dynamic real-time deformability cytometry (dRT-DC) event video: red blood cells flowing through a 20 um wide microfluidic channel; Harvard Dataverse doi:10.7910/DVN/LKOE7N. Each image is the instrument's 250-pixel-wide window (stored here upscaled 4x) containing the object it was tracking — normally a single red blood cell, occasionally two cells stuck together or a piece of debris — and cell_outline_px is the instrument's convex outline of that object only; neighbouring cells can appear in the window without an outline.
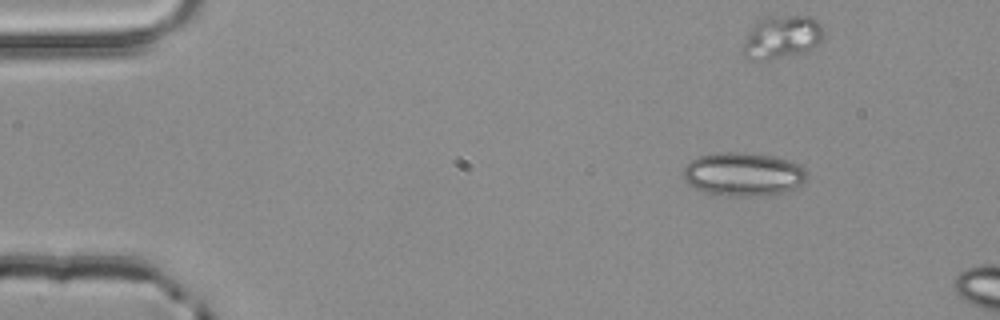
{"species": "common noctule bat (a hibernating species)", "species_latin": "Nyctalus noctula", "temperature_condition": "room temperature", "stored_images_in_passage": 47, "camera_frame_rate_fps": 3000, "um_per_image_px": 0.085, "animal": {"sex": "male", "body_mass_g": 20.4}, "frame": {"image": 1, "passage_image": 1, "time_ms": 0.0, "image_size_px": [1000, 320], "cell_outline_px": [[808, 176], [804, 184], [796, 188], [784, 192], [760, 196], [724, 196], [704, 192], [688, 184], [684, 180], [684, 168], [696, 156], [712, 152], [744, 152], [772, 156], [788, 160], [804, 168], [808, 172]], "centroid_in_image_um": [63.19, 14.81], "position_along_channel_um": 21.8, "area_um2": 31.79}}
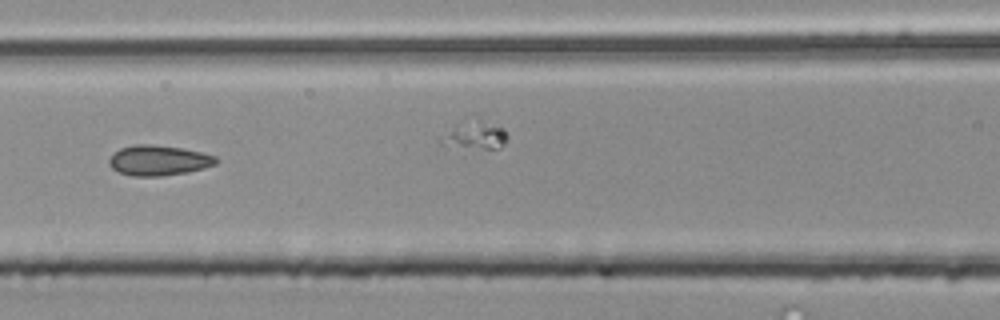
{"frame": {"image": 2, "passage_image": 18, "time_ms": 5.667, "image_size_px": [1000, 320], "cell_outline_px": [[220, 160], [216, 164], [204, 168], [188, 172], [160, 176], [132, 176], [120, 172], [112, 168], [108, 164], [108, 160], [112, 152], [120, 148], [132, 144], [152, 144], [184, 148], [216, 156]], "centroid_in_image_um": [13.47, 13.62], "position_along_channel_um": 153.1, "area_um2": 19.13}}
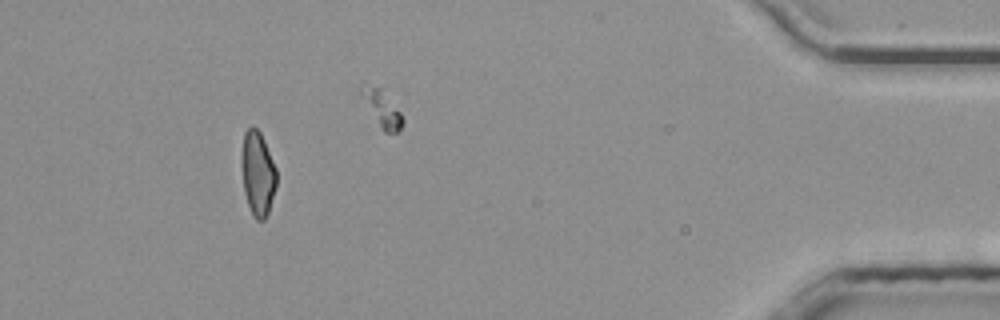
{"frame": {"image": 3, "passage_image": 43, "time_ms": 14.0, "image_size_px": [1000, 320], "cell_outline_px": [[276, 188], [268, 212], [264, 220], [256, 220], [252, 216], [244, 192], [240, 160], [240, 156], [244, 132], [252, 124], [260, 132], [264, 140], [276, 168]], "centroid_in_image_um": [21.88, 14.73], "position_along_channel_um": 413.3, "area_um2": 17.46}, "authors_computed_cell_mechanics": {"area_um2": 18.0914, "velocity_mm_per_s": 3.9285, "shape_relaxation_time_tau1_ms": 9.3222, "shape_relaxation_time_tau2_ms": 2.1457, "deformation_change_tau1": 0.1631, "deformation_change_tau2": 0.0922}}